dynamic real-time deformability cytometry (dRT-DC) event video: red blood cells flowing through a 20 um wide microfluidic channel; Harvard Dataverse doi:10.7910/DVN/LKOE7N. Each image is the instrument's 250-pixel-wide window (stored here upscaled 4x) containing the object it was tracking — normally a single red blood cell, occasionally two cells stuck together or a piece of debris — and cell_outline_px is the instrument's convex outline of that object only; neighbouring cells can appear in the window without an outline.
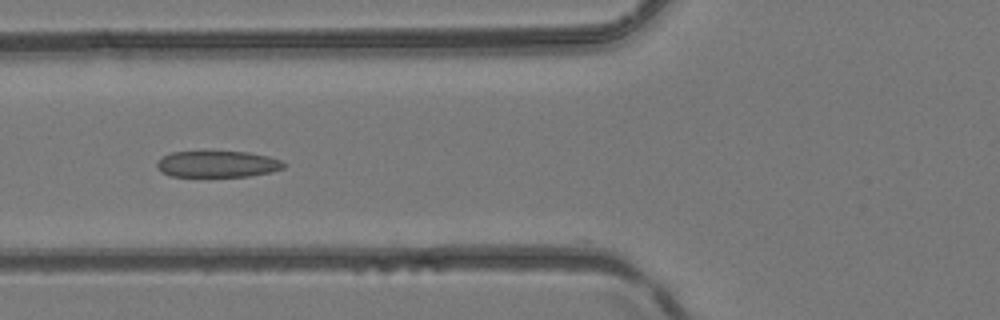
{"species": "common noctule bat (a hibernating species)", "species_latin": "Nyctalus noctula", "temperature_condition": "room temperature", "stored_images_in_passage": 4, "camera_frame_rate_fps": 3000, "um_per_image_px": 0.085, "animal": {"sex": "female", "body_mass_g": 24.6, "forearm_length_mm": 56.2}, "frame": {"image": 1, "passage_image": 4, "time_ms": 1.0, "image_size_px": [1000, 320], "cell_outline_px": [[284, 168], [268, 172], [248, 176], [172, 176], [164, 172], [156, 164], [164, 156], [172, 152], [248, 152], [268, 156], [280, 160], [284, 164]], "centroid_in_image_um": [18.51, 13.94], "position_along_channel_um": 107.3, "area_um2": 18.96}}